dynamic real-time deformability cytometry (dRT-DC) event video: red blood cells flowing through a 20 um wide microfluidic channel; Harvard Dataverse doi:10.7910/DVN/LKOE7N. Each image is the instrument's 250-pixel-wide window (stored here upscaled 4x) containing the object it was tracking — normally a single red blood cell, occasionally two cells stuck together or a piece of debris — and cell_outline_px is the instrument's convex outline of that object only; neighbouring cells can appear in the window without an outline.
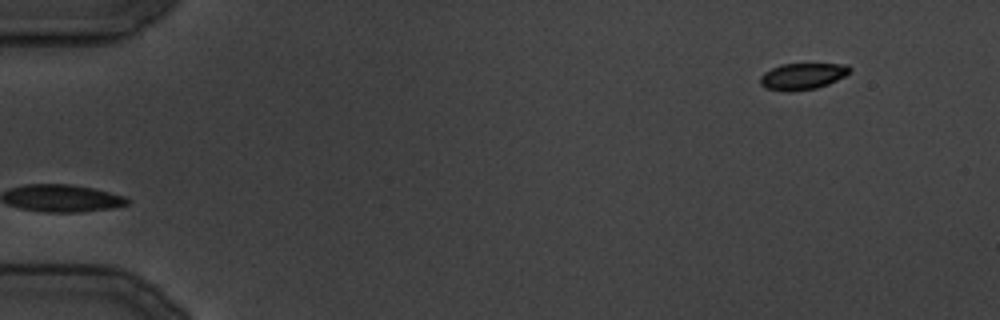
{"species": "common noctule bat (a hibernating species)", "species_latin": "Nyctalus noctula", "temperature_condition": "cold", "stored_images_in_passage": 32, "camera_frame_rate_fps": 3000, "um_per_image_px": 0.085, "animal": {"sex": "male", "body_mass_g": 19.5, "forearm_length_mm": 54.6}, "frame": {"image": 1, "passage_image": 1, "time_ms": 0.0, "image_size_px": [1000, 320], "cell_outline_px": [[852, 68], [844, 76], [828, 84], [816, 88], [792, 92], [784, 92], [764, 88], [760, 84], [760, 76], [764, 72], [780, 64], [848, 64]], "centroid_in_image_um": [68.17, 6.49], "position_along_channel_um": 16.8, "area_um2": 13.93}}
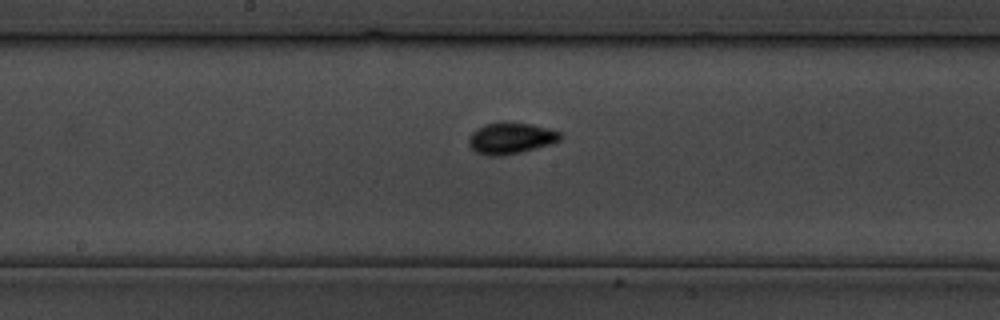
{"frame": {"image": 2, "passage_image": 16, "time_ms": 19.0, "image_size_px": [1000, 320], "cell_outline_px": [[564, 136], [560, 140], [548, 144], [520, 152], [500, 156], [488, 156], [476, 152], [468, 144], [468, 136], [472, 132], [488, 124], [532, 124], [548, 128], [560, 132]], "centroid_in_image_um": [43.42, 11.78], "position_along_channel_um": 204.8, "area_um2": 16.13}}
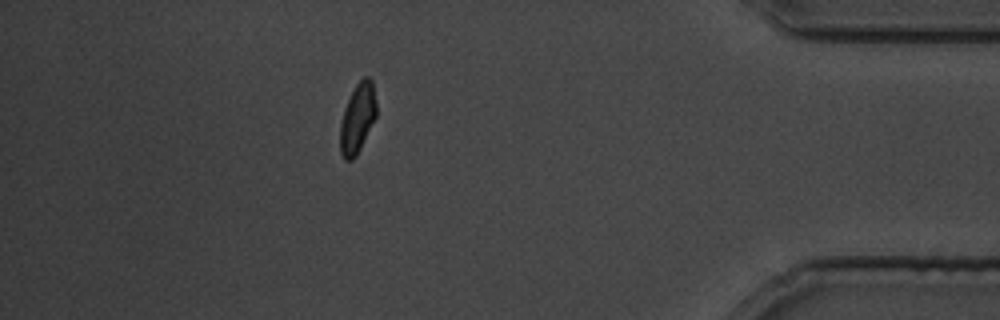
{"frame": {"image": 3, "passage_image": 28, "time_ms": 34.0, "image_size_px": [1000, 320], "cell_outline_px": [[376, 116], [356, 156], [352, 160], [344, 160], [340, 152], [340, 124], [344, 108], [356, 84], [364, 76], [368, 76], [372, 80], [376, 100]], "centroid_in_image_um": [30.38, 10.04], "position_along_channel_um": 404.8, "area_um2": 14.62}}